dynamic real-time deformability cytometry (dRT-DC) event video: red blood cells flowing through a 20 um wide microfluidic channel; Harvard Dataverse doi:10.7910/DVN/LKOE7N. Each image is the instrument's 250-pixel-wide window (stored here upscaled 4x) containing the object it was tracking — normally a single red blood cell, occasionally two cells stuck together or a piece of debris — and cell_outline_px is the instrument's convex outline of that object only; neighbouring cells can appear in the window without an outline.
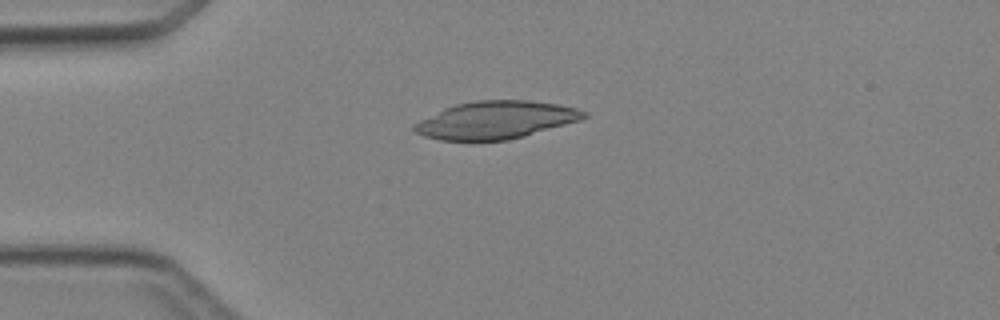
{"species": "Egyptian fruit bat (a non-hibernating species)", "species_latin": "Rousettus aegyptiacus", "temperature_condition": "cold", "stored_images_in_passage": 4, "camera_frame_rate_fps": 3000, "um_per_image_px": 0.085, "animal": {"sex": "female"}, "frame": {"image": 1, "passage_image": 3, "time_ms": 3.333, "image_size_px": [1000, 320], "cell_outline_px": [[588, 116], [580, 120], [524, 136], [508, 140], [472, 144], [440, 140], [424, 136], [416, 132], [412, 128], [412, 124], [444, 108], [456, 104], [476, 100], [528, 100], [556, 104], [576, 108], [588, 112]], "centroid_in_image_um": [42.08, 10.24], "position_along_channel_um": 42.9, "area_um2": 37.97}}